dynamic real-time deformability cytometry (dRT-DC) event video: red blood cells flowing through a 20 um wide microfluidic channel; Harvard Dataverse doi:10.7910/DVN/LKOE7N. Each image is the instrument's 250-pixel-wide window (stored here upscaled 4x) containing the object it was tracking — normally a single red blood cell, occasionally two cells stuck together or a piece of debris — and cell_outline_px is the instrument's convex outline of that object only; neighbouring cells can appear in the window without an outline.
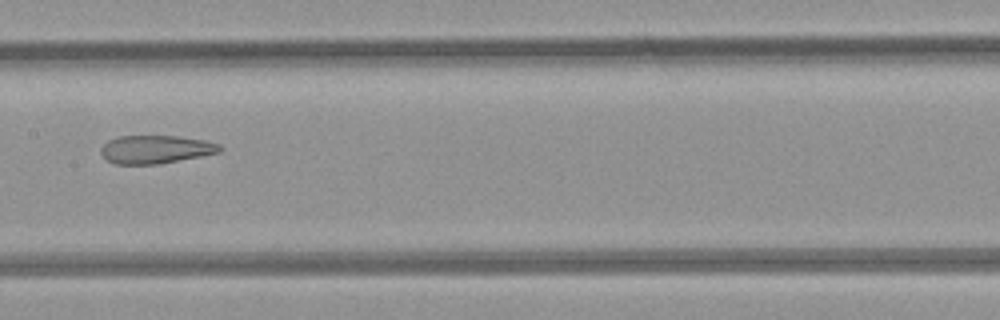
{"species": "common noctule bat (a hibernating species)", "species_latin": "Nyctalus noctula", "temperature_condition": "room temperature", "stored_images_in_passage": 8, "camera_frame_rate_fps": 3000, "um_per_image_px": 0.085, "animal": {"sex": "female", "body_mass_g": 21.9}, "frame": {"image": 1, "passage_image": 8, "time_ms": 8.667, "image_size_px": [1000, 320], "cell_outline_px": [[224, 148], [220, 152], [160, 164], [116, 164], [108, 160], [100, 152], [100, 148], [108, 140], [120, 136], [176, 136], [204, 140], [220, 144]], "centroid_in_image_um": [13.25, 12.69], "position_along_channel_um": 194.2, "area_um2": 19.48}}